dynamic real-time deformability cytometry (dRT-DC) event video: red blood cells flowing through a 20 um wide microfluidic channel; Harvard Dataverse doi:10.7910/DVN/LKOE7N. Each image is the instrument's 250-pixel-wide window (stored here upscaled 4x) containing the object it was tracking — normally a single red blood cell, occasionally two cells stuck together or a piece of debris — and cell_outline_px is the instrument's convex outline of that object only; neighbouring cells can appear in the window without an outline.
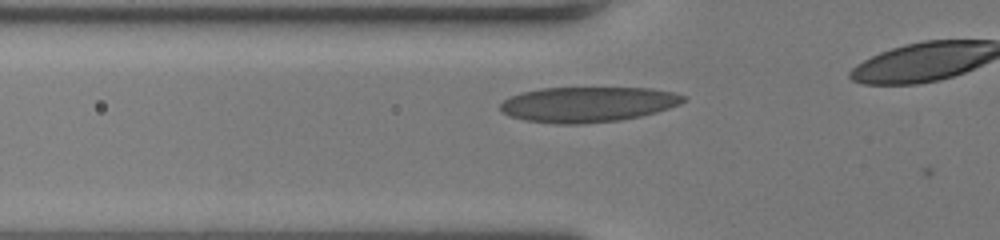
{"species": "human", "species_latin": "Homo sapiens", "temperature_condition": "room temperature", "stored_images_in_passage": 13, "camera_frame_rate_fps": 3000, "um_per_image_px": 0.085, "donor": {"sex": "female"}, "frame": {"image": 1, "passage_image": 4, "time_ms": 1.0, "image_size_px": [1000, 240], "cell_outline_px": [[688, 96], [680, 104], [656, 112], [640, 116], [620, 120], [580, 124], [556, 124], [524, 120], [508, 116], [500, 108], [500, 104], [508, 96], [520, 92], [540, 88], [652, 88], [676, 92]], "centroid_in_image_um": [49.96, 8.86], "position_along_channel_um": 75.8, "area_um2": 37.92}}
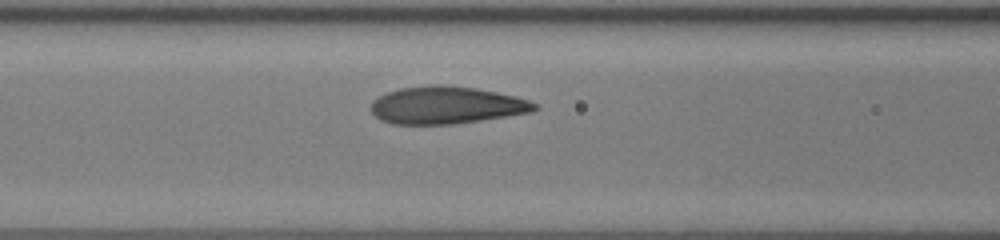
{"frame": {"image": 2, "passage_image": 8, "time_ms": 2.333, "image_size_px": [1000, 240], "cell_outline_px": [[540, 108], [532, 112], [508, 116], [452, 124], [392, 124], [380, 120], [372, 112], [372, 100], [388, 92], [400, 88], [428, 84], [448, 84], [476, 88], [516, 96], [528, 100], [536, 104]], "centroid_in_image_um": [37.95, 8.93], "position_along_channel_um": 128.6, "area_um2": 35.84}}
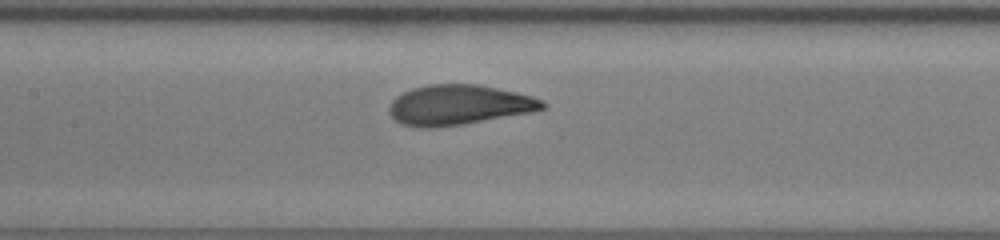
{"frame": {"image": 3, "passage_image": 11, "time_ms": 3.333, "image_size_px": [1000, 240], "cell_outline_px": [[548, 104], [544, 108], [528, 112], [460, 124], [436, 128], [416, 128], [400, 124], [388, 112], [388, 108], [392, 100], [396, 96], [412, 88], [428, 84], [480, 84], [516, 92], [532, 96], [544, 100]], "centroid_in_image_um": [38.95, 8.91], "position_along_channel_um": 168.5, "area_um2": 35.72}}